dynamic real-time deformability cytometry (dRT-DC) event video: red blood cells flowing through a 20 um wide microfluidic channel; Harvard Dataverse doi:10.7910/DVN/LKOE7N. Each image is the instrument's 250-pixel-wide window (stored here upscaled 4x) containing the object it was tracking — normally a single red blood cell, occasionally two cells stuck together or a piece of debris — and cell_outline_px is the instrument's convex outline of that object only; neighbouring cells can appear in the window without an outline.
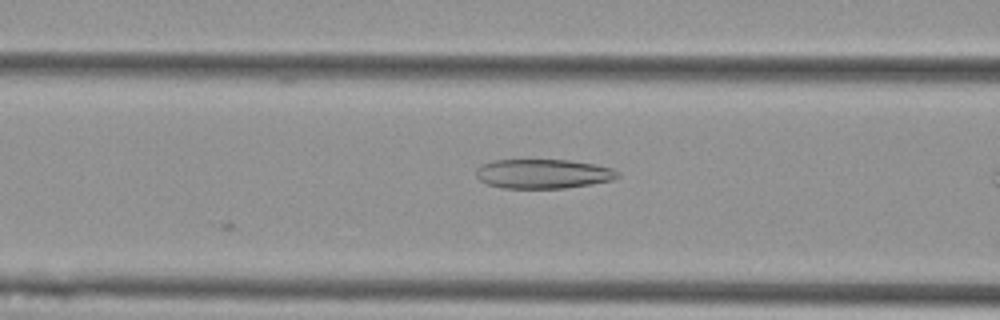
{"species": "Egyptian fruit bat (a non-hibernating species)", "species_latin": "Rousettus aegyptiacus", "temperature_condition": "cold", "stored_images_in_passage": 5, "camera_frame_rate_fps": 3000, "um_per_image_px": 0.085, "animal": {"sex": "female"}, "frame": {"image": 1, "passage_image": 5, "time_ms": 1.333, "image_size_px": [1000, 320], "cell_outline_px": [[620, 176], [612, 180], [592, 184], [564, 188], [500, 188], [488, 184], [480, 180], [476, 176], [476, 168], [480, 164], [496, 160], [568, 160], [596, 164], [612, 168], [620, 172]], "centroid_in_image_um": [46.17, 14.77], "position_along_channel_um": 120.4, "area_um2": 24.39}}